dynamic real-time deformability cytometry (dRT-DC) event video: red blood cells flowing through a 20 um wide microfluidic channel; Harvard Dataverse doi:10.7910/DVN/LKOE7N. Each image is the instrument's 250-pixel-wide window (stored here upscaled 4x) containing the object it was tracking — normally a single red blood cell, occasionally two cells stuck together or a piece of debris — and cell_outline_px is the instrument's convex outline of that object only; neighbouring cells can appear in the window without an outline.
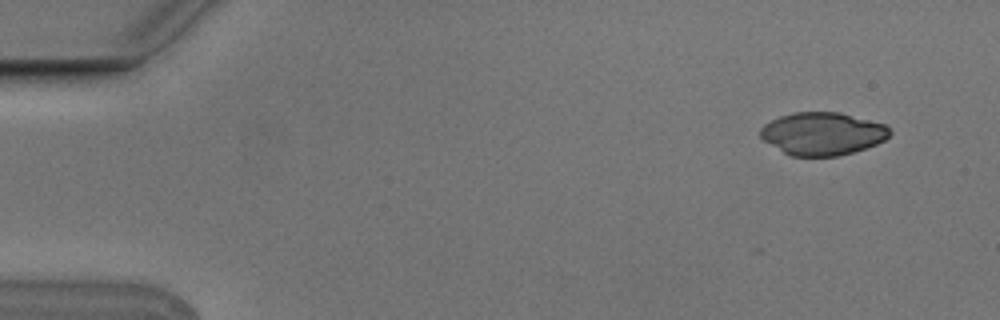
{"species": "Egyptian fruit bat (a non-hibernating species)", "species_latin": "Rousettus aegyptiacus", "temperature_condition": "cold", "stored_images_in_passage": 4, "camera_frame_rate_fps": 3000, "um_per_image_px": 0.085, "animal": {"sex": "male"}, "frame": {"image": 1, "passage_image": 1, "time_ms": 0.0, "image_size_px": [1000, 320], "cell_outline_px": [[892, 132], [884, 140], [876, 144], [852, 152], [836, 156], [792, 156], [784, 152], [764, 140], [760, 136], [760, 128], [764, 124], [780, 116], [792, 112], [840, 112], [884, 124]], "centroid_in_image_um": [69.9, 11.35], "position_along_channel_um": 15.1, "area_um2": 31.96}}